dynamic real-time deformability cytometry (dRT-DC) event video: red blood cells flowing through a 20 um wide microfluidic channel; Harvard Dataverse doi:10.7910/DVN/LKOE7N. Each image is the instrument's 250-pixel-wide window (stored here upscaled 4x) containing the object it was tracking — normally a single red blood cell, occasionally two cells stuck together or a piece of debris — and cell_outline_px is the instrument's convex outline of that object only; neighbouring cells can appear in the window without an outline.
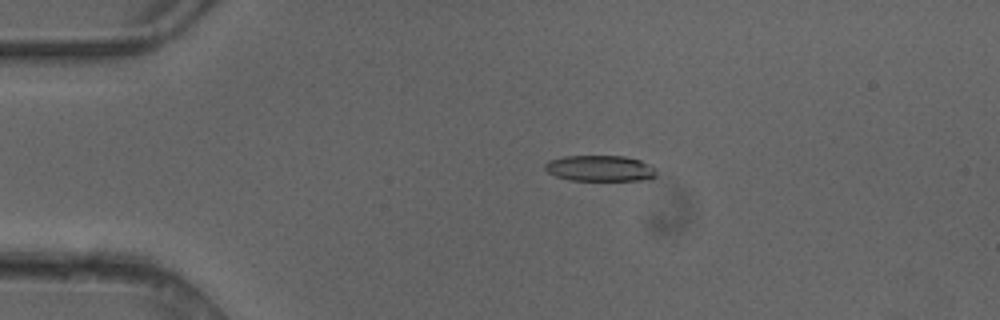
{"species": "common noctule bat (a hibernating species)", "species_latin": "Nyctalus noctula", "temperature_condition": "cold", "stored_images_in_passage": 2, "camera_frame_rate_fps": 3000, "um_per_image_px": 0.085, "animal": {"sex": "female"}, "frame": {"image": 1, "passage_image": 1, "time_ms": 0.0, "image_size_px": [1000, 320], "cell_outline_px": [[656, 176], [640, 180], [568, 180], [556, 176], [548, 172], [544, 168], [544, 164], [548, 160], [564, 156], [624, 156], [640, 160], [656, 168]], "centroid_in_image_um": [50.97, 14.3], "position_along_channel_um": 34.0, "area_um2": 16.82}}